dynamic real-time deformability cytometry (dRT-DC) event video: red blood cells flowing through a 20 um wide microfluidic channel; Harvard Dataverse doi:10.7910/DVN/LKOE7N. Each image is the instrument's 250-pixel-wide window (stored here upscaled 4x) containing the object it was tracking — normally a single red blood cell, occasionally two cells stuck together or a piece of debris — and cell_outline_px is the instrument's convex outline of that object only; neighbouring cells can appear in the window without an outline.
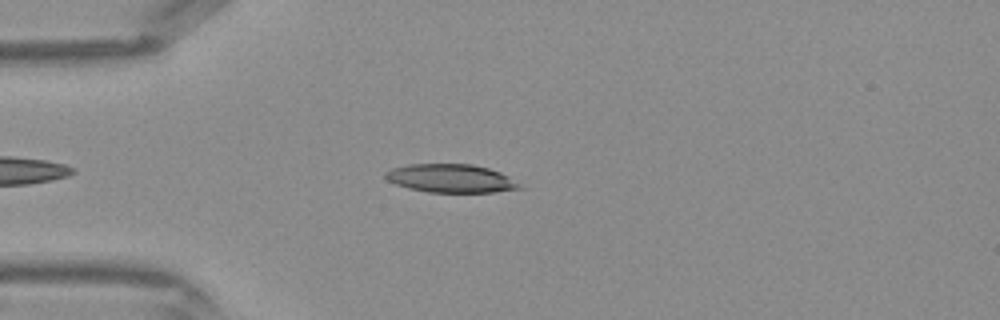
{"species": "Egyptian fruit bat (a non-hibernating species)", "species_latin": "Rousettus aegyptiacus", "temperature_condition": "warm", "stored_images_in_passage": 32, "camera_frame_rate_fps": 3000, "um_per_image_px": 0.085, "frame": {"image": 1, "passage_image": 6, "time_ms": 1.667, "image_size_px": [1000, 320], "cell_outline_px": [[524, 188], [492, 192], [428, 192], [408, 188], [396, 184], [388, 180], [384, 176], [384, 172], [392, 168], [408, 164], [472, 164], [488, 168], [500, 172], [508, 176]], "centroid_in_image_um": [38.29, 15.16], "position_along_channel_um": 46.7, "area_um2": 22.08}}
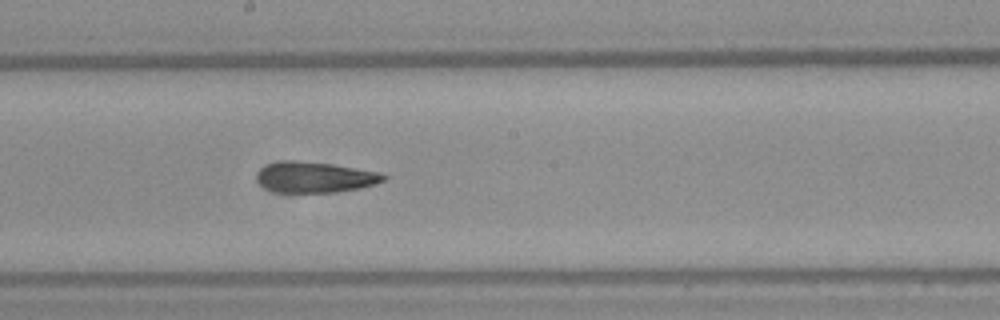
{"frame": {"image": 2, "passage_image": 18, "time_ms": 5.667, "image_size_px": [1000, 320], "cell_outline_px": [[388, 176], [384, 180], [372, 184], [356, 188], [336, 192], [276, 192], [264, 188], [256, 180], [256, 176], [260, 168], [268, 164], [284, 160], [296, 160], [332, 164], [376, 172]], "centroid_in_image_um": [26.68, 15.06], "position_along_channel_um": 221.5, "area_um2": 22.43}}
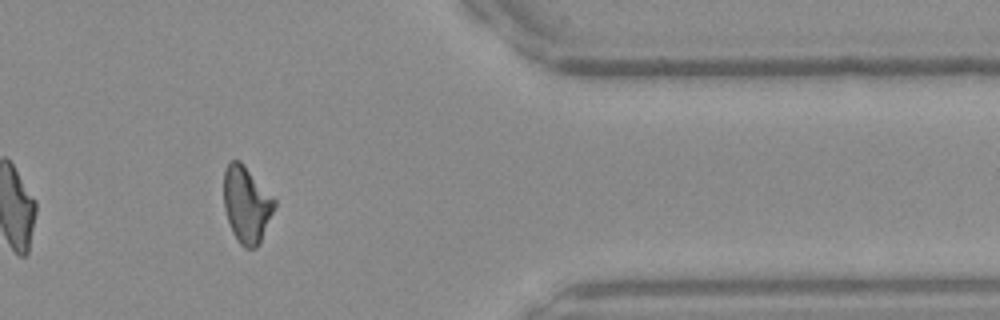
{"frame": {"image": 3, "passage_image": 30, "time_ms": 9.667, "image_size_px": [1000, 320], "cell_outline_px": [[276, 204], [260, 244], [256, 248], [244, 248], [240, 244], [232, 232], [224, 208], [224, 168], [228, 160], [240, 160], [244, 164], [276, 200]], "centroid_in_image_um": [20.95, 17.37], "position_along_channel_um": 390.5, "area_um2": 22.72}}